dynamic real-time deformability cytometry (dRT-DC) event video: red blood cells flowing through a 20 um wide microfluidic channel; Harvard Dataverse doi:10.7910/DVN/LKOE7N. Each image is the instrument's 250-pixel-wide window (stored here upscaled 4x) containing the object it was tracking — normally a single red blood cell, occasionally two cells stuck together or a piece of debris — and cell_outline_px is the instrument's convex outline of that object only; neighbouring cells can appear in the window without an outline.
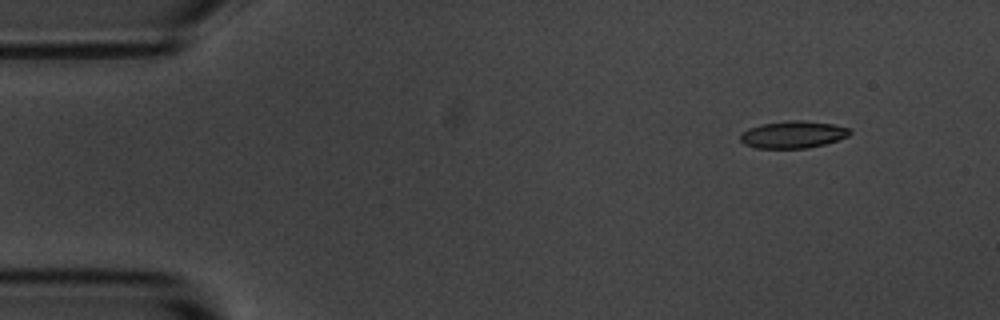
{"species": "common noctule bat (a hibernating species)", "species_latin": "Nyctalus noctula", "temperature_condition": "room temperature", "stored_images_in_passage": 51, "camera_frame_rate_fps": 3000, "um_per_image_px": 0.085, "animal": {"sex": "male", "body_mass_g": 20.1, "forearm_length_mm": 53.5}, "frame": {"image": 1, "passage_image": 1, "time_ms": 0.0, "image_size_px": [1000, 320], "cell_outline_px": [[852, 132], [848, 136], [824, 144], [808, 148], [756, 148], [744, 144], [740, 140], [740, 136], [748, 128], [760, 124], [788, 120], [804, 120], [832, 124], [848, 128]], "centroid_in_image_um": [67.39, 11.43], "position_along_channel_um": 17.6, "area_um2": 17.28}}
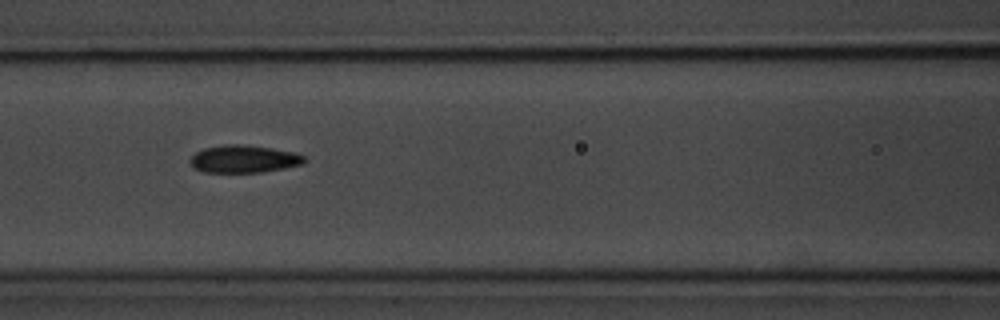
{"frame": {"image": 2, "passage_image": 19, "time_ms": 6.0, "image_size_px": [1000, 320], "cell_outline_px": [[308, 160], [300, 164], [284, 168], [260, 172], [204, 172], [196, 168], [192, 164], [192, 156], [196, 152], [204, 148], [228, 144], [240, 144], [272, 148], [292, 152], [304, 156]], "centroid_in_image_um": [20.75, 13.51], "position_along_channel_um": 145.9, "area_um2": 17.98}}
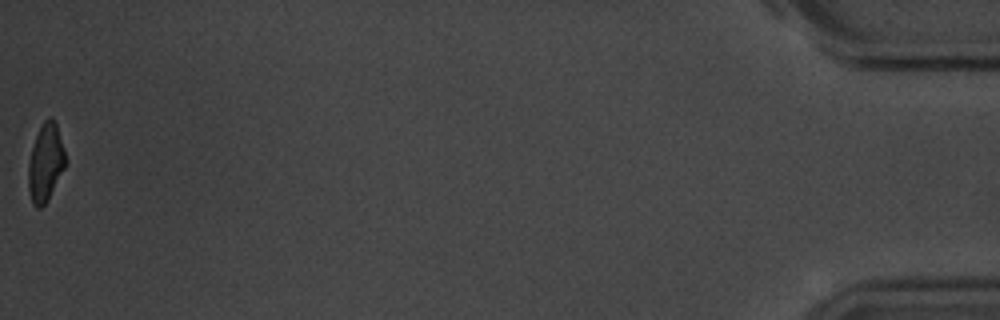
{"frame": {"image": 3, "passage_image": 51, "time_ms": 16.667, "image_size_px": [1000, 320], "cell_outline_px": [[64, 168], [48, 200], [40, 208], [36, 208], [32, 204], [28, 188], [28, 164], [32, 148], [36, 136], [44, 120], [52, 116], [56, 124], [64, 148]], "centroid_in_image_um": [3.85, 13.85], "position_along_channel_um": 431.4, "area_um2": 16.53}, "authors_computed_cell_mechanics": {"area_um2": 18.0336, "velocity_mm_per_s": 3.6036, "shape_relaxation_time_tau1_ms": 3.3267, "shape_relaxation_time_tau2_ms": 4.0085, "deformation_change_tau1": 0.1314, "deformation_change_tau2": 0.1087}}